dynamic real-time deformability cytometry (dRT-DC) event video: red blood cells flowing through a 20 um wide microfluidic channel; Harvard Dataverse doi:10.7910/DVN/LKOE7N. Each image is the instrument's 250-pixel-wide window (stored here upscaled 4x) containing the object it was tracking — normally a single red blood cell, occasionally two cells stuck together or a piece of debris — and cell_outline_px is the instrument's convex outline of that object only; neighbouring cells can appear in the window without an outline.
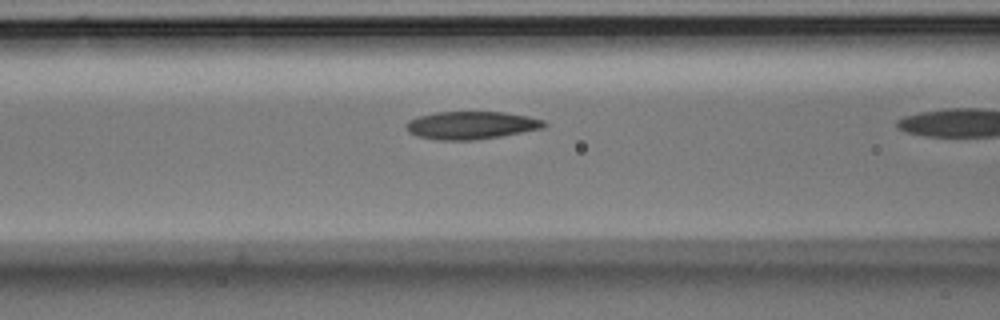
{"species": "Egyptian fruit bat (a non-hibernating species)", "species_latin": "Rousettus aegyptiacus", "temperature_condition": "room temperature", "stored_images_in_passage": 7, "camera_frame_rate_fps": 3000, "um_per_image_px": 0.085, "animal": {"sex": "male"}, "frame": {"image": 1, "passage_image": 5, "time_ms": 1.333, "image_size_px": [1000, 320], "cell_outline_px": [[548, 124], [544, 128], [500, 136], [472, 140], [436, 140], [416, 136], [408, 132], [404, 124], [408, 120], [416, 116], [436, 112], [504, 112], [528, 116], [544, 120]], "centroid_in_image_um": [40.01, 10.64], "position_along_channel_um": 126.6, "area_um2": 22.54}}